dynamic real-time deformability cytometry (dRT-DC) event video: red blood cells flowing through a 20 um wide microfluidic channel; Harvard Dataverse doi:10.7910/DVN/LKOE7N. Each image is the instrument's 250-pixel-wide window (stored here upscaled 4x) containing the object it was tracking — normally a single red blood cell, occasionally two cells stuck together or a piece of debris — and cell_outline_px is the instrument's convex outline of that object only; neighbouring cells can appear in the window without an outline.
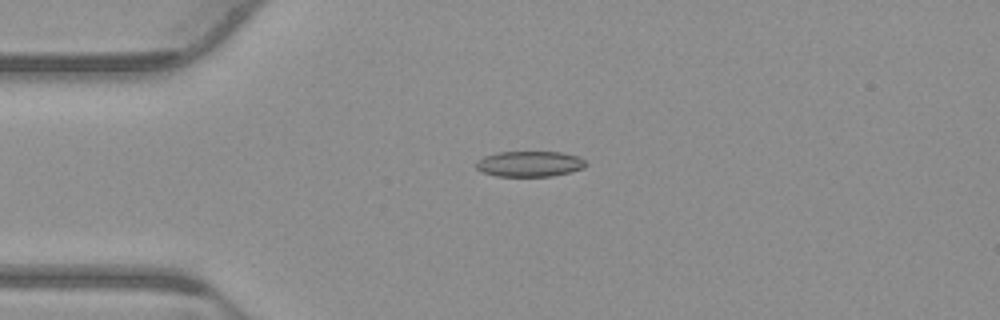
{"species": "common noctule bat (a hibernating species)", "species_latin": "Nyctalus noctula", "temperature_condition": "warm", "stored_images_in_passage": 54, "camera_frame_rate_fps": 3000, "um_per_image_px": 0.085, "animal": {"sex": "male", "body_mass_g": 23.1, "forearm_length_mm": 52.7}, "frame": {"image": 1, "passage_image": 13, "time_ms": 4.0, "image_size_px": [1000, 320], "cell_outline_px": [[588, 164], [584, 168], [552, 176], [496, 176], [484, 172], [476, 168], [476, 160], [484, 156], [496, 152], [560, 152], [576, 156], [584, 160]], "centroid_in_image_um": [44.99, 13.92], "position_along_channel_um": 40.0, "area_um2": 16.3}}
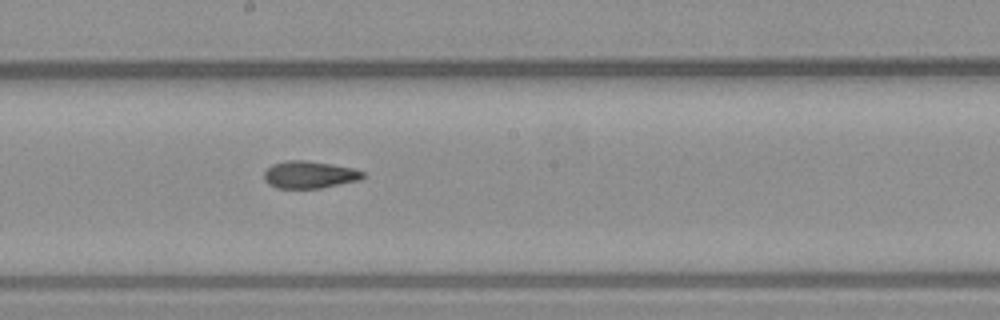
{"frame": {"image": 2, "passage_image": 29, "time_ms": 9.333, "image_size_px": [1000, 320], "cell_outline_px": [[364, 176], [360, 180], [320, 188], [276, 188], [268, 184], [264, 180], [264, 172], [272, 164], [284, 160], [304, 160], [332, 164], [352, 168], [364, 172]], "centroid_in_image_um": [26.27, 14.84], "position_along_channel_um": 221.9, "area_um2": 15.72}}
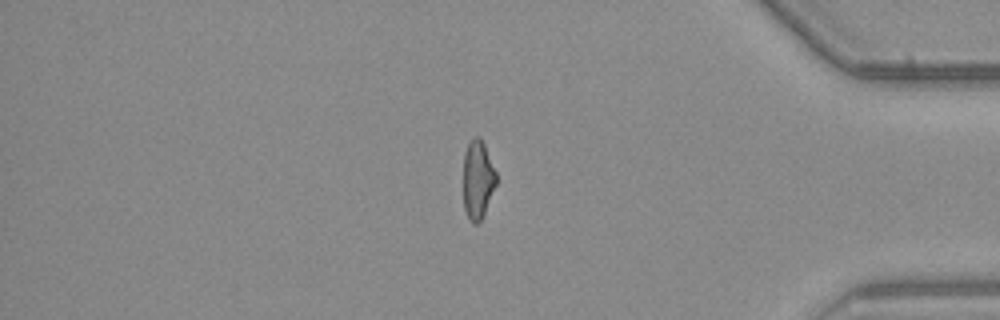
{"frame": {"image": 3, "passage_image": 45, "time_ms": 14.667, "image_size_px": [1000, 320], "cell_outline_px": [[496, 184], [484, 212], [480, 220], [476, 224], [472, 224], [468, 220], [464, 208], [464, 152], [468, 144], [476, 136], [480, 136], [484, 144], [496, 172]], "centroid_in_image_um": [40.6, 15.27], "position_along_channel_um": 394.6, "area_um2": 14.85}, "authors_computed_cell_mechanics": {"area_um2": 16.2707, "velocity_mm_per_s": 3.8559, "shape_relaxation_time_tau1_ms": 7.1229, "shape_relaxation_time_tau2_ms": 2.6626, "deformation_change_tau1": 0.1755, "deformation_change_tau2": 0.0999}}